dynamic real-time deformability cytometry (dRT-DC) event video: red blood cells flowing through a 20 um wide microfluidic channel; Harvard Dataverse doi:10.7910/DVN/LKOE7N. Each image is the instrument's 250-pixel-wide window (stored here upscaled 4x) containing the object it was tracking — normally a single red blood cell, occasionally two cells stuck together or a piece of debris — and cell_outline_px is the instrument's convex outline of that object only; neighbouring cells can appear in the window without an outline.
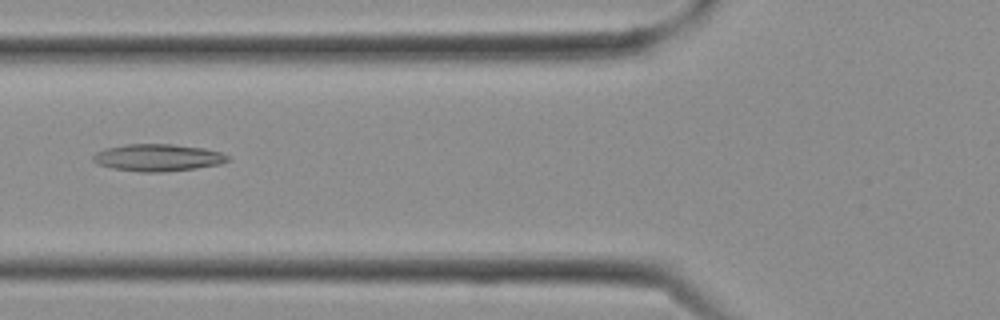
{"species": "Egyptian fruit bat (a non-hibernating species)", "species_latin": "Rousettus aegyptiacus", "temperature_condition": "cold", "stored_images_in_passage": 19, "camera_frame_rate_fps": 3000, "um_per_image_px": 0.085, "frame": {"image": 1, "passage_image": 11, "time_ms": 3.333, "image_size_px": [1000, 320], "cell_outline_px": [[228, 160], [220, 164], [196, 168], [164, 172], [140, 172], [112, 168], [100, 164], [92, 160], [92, 156], [96, 152], [108, 148], [128, 144], [172, 144], [204, 148], [220, 152], [228, 156]], "centroid_in_image_um": [13.42, 13.4], "position_along_channel_um": 112.4, "area_um2": 21.1}}
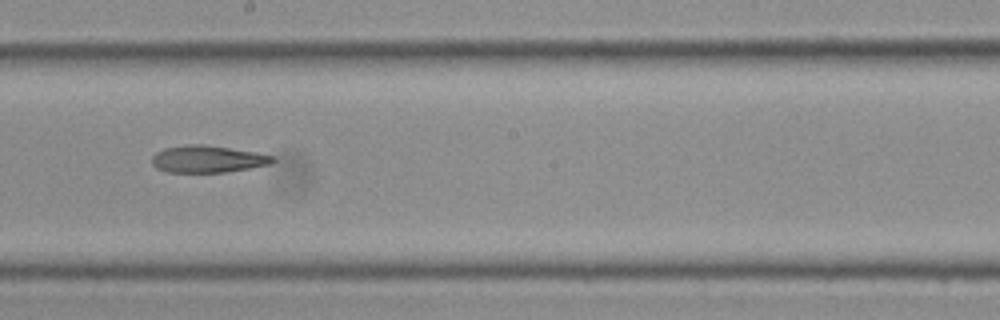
{"frame": {"image": 2, "passage_image": 16, "time_ms": 5.0, "image_size_px": [1000, 320], "cell_outline_px": [[276, 160], [272, 164], [224, 172], [164, 172], [156, 168], [152, 164], [152, 156], [156, 152], [164, 148], [188, 144], [204, 144], [256, 152], [276, 156]], "centroid_in_image_um": [17.65, 13.51], "position_along_channel_um": 230.5, "area_um2": 19.19}}
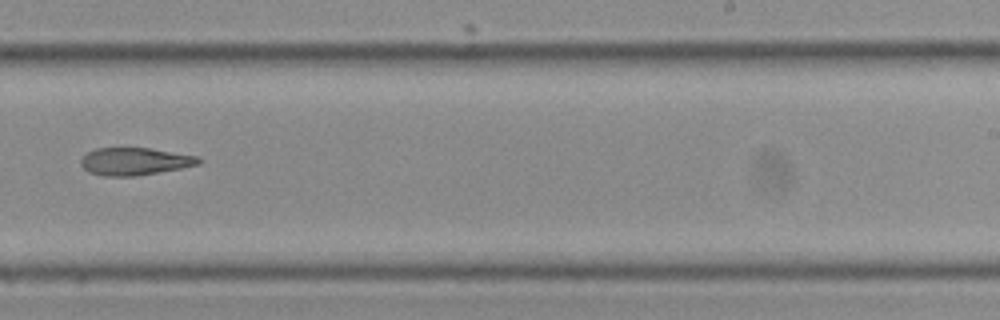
{"frame": {"image": 3, "passage_image": 18, "time_ms": 5.667, "image_size_px": [1000, 320], "cell_outline_px": [[204, 160], [200, 164], [180, 168], [136, 176], [100, 176], [88, 172], [80, 164], [80, 160], [88, 152], [96, 148], [148, 148], [200, 156]], "centroid_in_image_um": [11.47, 13.72], "position_along_channel_um": 277.5, "area_um2": 18.96}}